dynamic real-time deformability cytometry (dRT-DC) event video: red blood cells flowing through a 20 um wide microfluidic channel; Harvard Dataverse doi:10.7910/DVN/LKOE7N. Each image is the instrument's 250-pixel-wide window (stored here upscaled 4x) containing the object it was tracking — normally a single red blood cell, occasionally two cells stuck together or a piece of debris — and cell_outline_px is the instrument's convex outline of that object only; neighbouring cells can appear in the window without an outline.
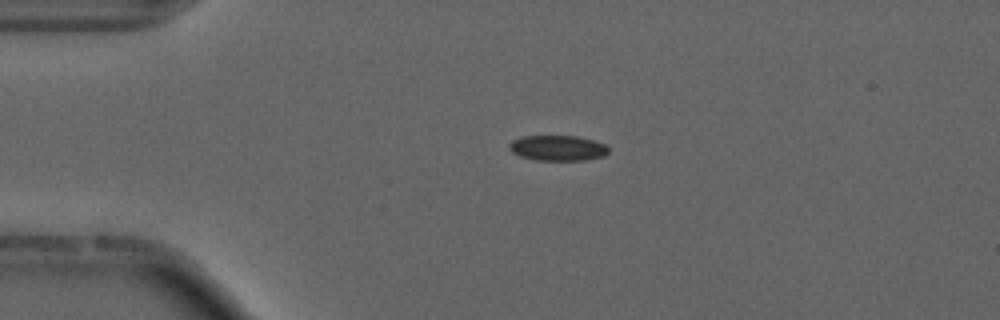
{"species": "common noctule bat (a hibernating species)", "species_latin": "Nyctalus noctula", "temperature_condition": "cold", "stored_images_in_passage": 39, "camera_frame_rate_fps": 3000, "um_per_image_px": 0.085, "animal": {"sex": "male", "forearm_length_mm": 52.5}, "frame": {"image": 1, "passage_image": 1, "time_ms": 0.0, "image_size_px": [1000, 320], "cell_outline_px": [[608, 152], [604, 156], [584, 160], [536, 160], [520, 156], [512, 152], [508, 148], [508, 144], [512, 140], [524, 136], [576, 136], [596, 140], [604, 144], [608, 148]], "centroid_in_image_um": [47.4, 12.58], "position_along_channel_um": 37.6, "area_um2": 14.74}}